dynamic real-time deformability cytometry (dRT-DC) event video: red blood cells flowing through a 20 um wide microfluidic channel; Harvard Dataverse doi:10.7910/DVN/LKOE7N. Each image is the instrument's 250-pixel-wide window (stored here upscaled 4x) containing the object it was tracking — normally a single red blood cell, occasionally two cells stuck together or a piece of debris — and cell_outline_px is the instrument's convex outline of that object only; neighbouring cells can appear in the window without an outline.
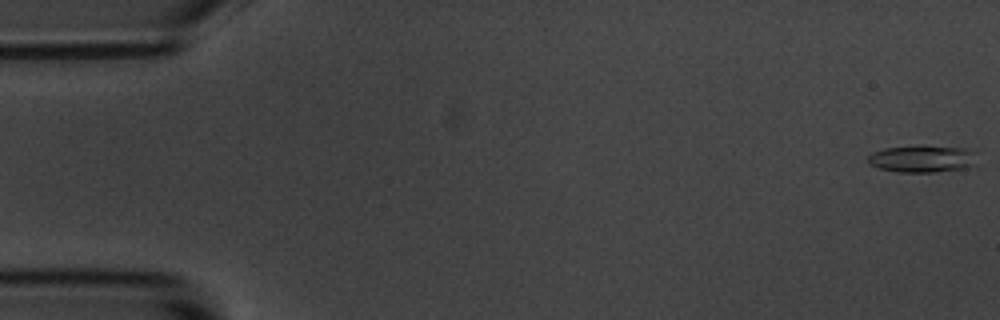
{"species": "common noctule bat (a hibernating species)", "species_latin": "Nyctalus noctula", "temperature_condition": "room temperature", "stored_images_in_passage": 56, "camera_frame_rate_fps": 3000, "um_per_image_px": 0.085, "animal": {"sex": "male", "body_mass_g": 20.1, "forearm_length_mm": 53.5}, "frame": {"image": 1, "passage_image": 1, "time_ms": 0.0, "image_size_px": [1000, 320], "cell_outline_px": [[968, 164], [964, 168], [936, 172], [900, 172], [880, 168], [868, 164], [868, 156], [872, 152], [884, 148], [960, 148], [968, 152]], "centroid_in_image_um": [78.14, 13.55], "position_along_channel_um": 6.9, "area_um2": 15.49}}
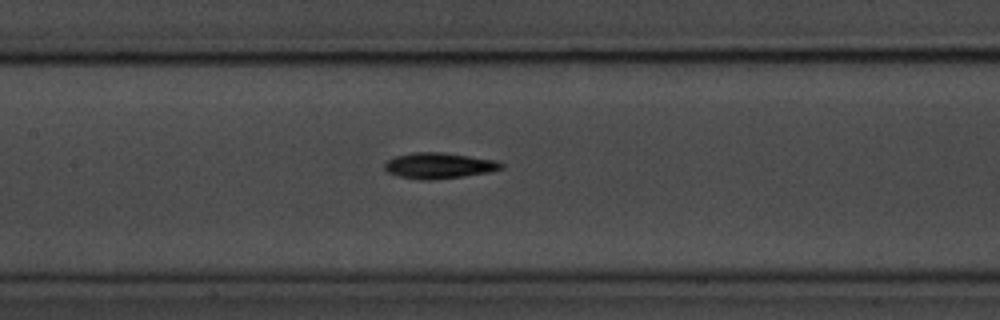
{"frame": {"image": 2, "passage_image": 26, "time_ms": 8.333, "image_size_px": [1000, 320], "cell_outline_px": [[504, 168], [488, 172], [464, 176], [428, 180], [420, 180], [400, 176], [388, 172], [384, 168], [384, 164], [388, 160], [396, 156], [412, 152], [440, 152], [496, 160], [504, 164]], "centroid_in_image_um": [37.31, 14.07], "position_along_channel_um": 170.1, "area_um2": 17.4}}
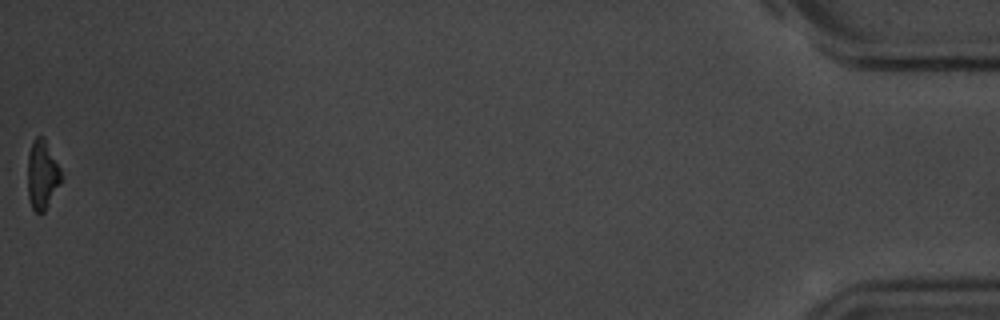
{"frame": {"image": 3, "passage_image": 56, "time_ms": 18.333, "image_size_px": [1000, 320], "cell_outline_px": [[60, 184], [44, 212], [36, 212], [32, 208], [28, 196], [28, 152], [32, 140], [36, 136], [44, 136], [60, 168]], "centroid_in_image_um": [3.57, 14.82], "position_along_channel_um": 431.6, "area_um2": 13.41}, "authors_computed_cell_mechanics": {"area_um2": 16.184, "velocity_mm_per_s": 3.6138, "shape_relaxation_time_tau1_ms": 2.3621, "shape_relaxation_time_tau2_ms": null, "deformation_change_tau1": 0.1369, "deformation_change_tau2": null}}